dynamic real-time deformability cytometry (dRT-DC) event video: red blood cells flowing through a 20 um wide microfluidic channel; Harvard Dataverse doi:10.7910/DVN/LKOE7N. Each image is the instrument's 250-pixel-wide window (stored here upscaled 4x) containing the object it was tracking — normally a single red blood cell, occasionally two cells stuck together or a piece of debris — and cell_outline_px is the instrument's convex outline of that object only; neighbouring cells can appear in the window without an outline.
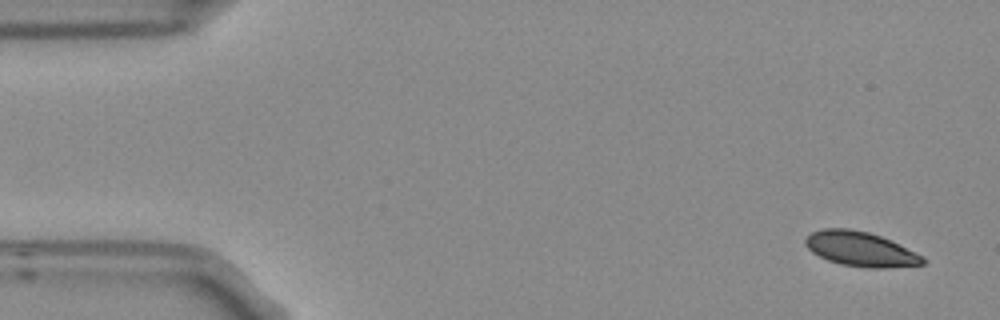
{"species": "Egyptian fruit bat (a non-hibernating species)", "species_latin": "Rousettus aegyptiacus", "temperature_condition": "room temperature", "stored_images_in_passage": 5, "camera_frame_rate_fps": 3000, "um_per_image_px": 0.085, "frame": {"image": 1, "passage_image": 1, "time_ms": 0.0, "image_size_px": [1000, 320], "cell_outline_px": [[924, 264], [888, 268], [868, 268], [840, 264], [828, 260], [812, 252], [804, 244], [804, 240], [812, 232], [824, 228], [848, 228], [868, 232], [880, 236], [924, 256]], "centroid_in_image_um": [73.13, 21.17], "position_along_channel_um": 11.9, "area_um2": 23.52}}
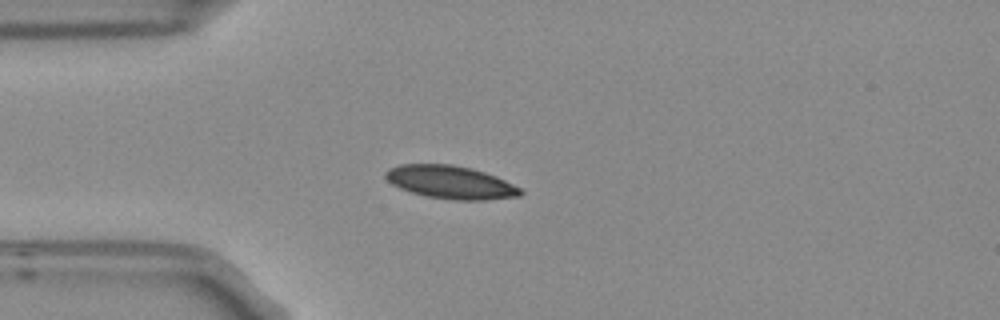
{"frame": {"image": 2, "passage_image": 4, "time_ms": 1.0, "image_size_px": [1000, 320], "cell_outline_px": [[524, 192], [520, 196], [484, 200], [456, 200], [428, 196], [412, 192], [400, 188], [392, 184], [384, 176], [384, 172], [388, 168], [400, 164], [452, 164], [472, 168], [496, 176], [520, 188]], "centroid_in_image_um": [38.29, 15.48], "position_along_channel_um": 46.7, "area_um2": 25.89}}